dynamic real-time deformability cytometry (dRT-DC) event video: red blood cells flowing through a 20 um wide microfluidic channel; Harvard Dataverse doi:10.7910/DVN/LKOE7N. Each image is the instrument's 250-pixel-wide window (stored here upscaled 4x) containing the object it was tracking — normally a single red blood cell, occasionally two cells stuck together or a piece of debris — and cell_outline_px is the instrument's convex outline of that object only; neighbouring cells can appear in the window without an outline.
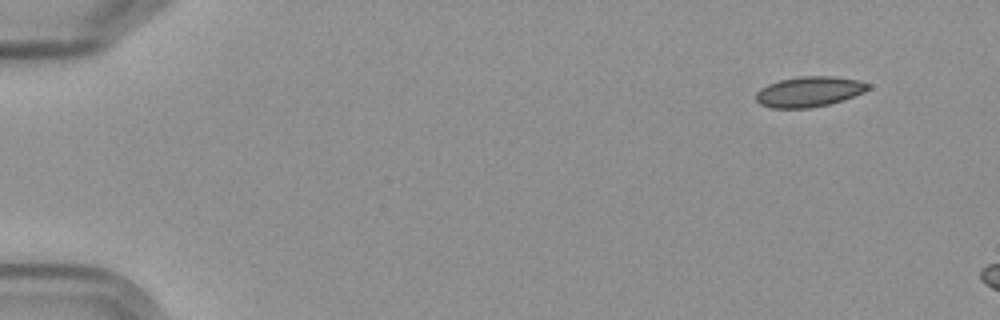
{"species": "Egyptian fruit bat (a non-hibernating species)", "species_latin": "Rousettus aegyptiacus", "temperature_condition": "cold", "stored_images_in_passage": 3, "camera_frame_rate_fps": 3000, "um_per_image_px": 0.085, "frame": {"image": 1, "passage_image": 1, "time_ms": 0.0, "image_size_px": [1000, 320], "cell_outline_px": [[872, 88], [864, 92], [844, 100], [828, 104], [808, 108], [772, 108], [760, 104], [756, 100], [756, 92], [760, 88], [768, 84], [780, 80], [800, 76], [832, 76], [860, 80], [872, 84]], "centroid_in_image_um": [68.81, 7.78], "position_along_channel_um": 16.2, "area_um2": 20.0}}